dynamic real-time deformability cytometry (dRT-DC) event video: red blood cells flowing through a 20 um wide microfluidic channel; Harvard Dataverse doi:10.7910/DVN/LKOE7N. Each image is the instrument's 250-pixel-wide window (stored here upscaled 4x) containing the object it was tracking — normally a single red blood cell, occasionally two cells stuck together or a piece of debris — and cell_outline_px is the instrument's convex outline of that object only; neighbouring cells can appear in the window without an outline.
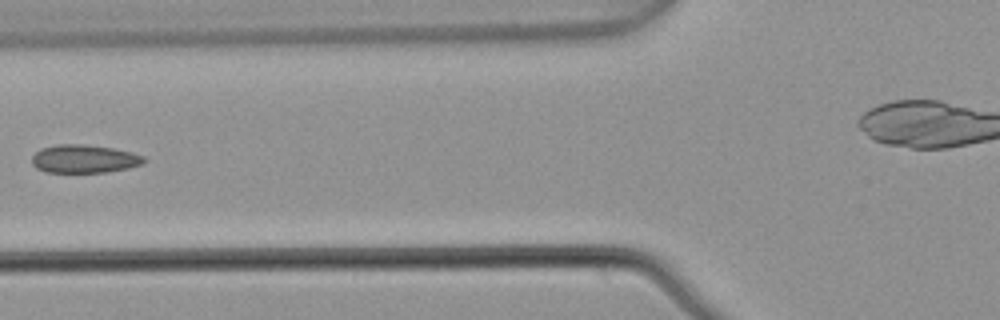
{"species": "common noctule bat (a hibernating species)", "species_latin": "Nyctalus noctula", "temperature_condition": "warm", "stored_images_in_passage": 4, "camera_frame_rate_fps": 3000, "um_per_image_px": 0.085, "animal": {"sex": "male", "body_mass_g": 21.5, "forearm_length_mm": 52.0}, "frame": {"image": 1, "passage_image": 4, "time_ms": 1.0, "image_size_px": [1000, 320], "cell_outline_px": [[148, 160], [144, 164], [128, 168], [108, 172], [44, 172], [36, 168], [32, 164], [32, 156], [40, 148], [60, 144], [84, 144], [112, 148], [132, 152], [144, 156]], "centroid_in_image_um": [7.18, 13.5], "position_along_channel_um": 118.6, "area_um2": 18.61}}